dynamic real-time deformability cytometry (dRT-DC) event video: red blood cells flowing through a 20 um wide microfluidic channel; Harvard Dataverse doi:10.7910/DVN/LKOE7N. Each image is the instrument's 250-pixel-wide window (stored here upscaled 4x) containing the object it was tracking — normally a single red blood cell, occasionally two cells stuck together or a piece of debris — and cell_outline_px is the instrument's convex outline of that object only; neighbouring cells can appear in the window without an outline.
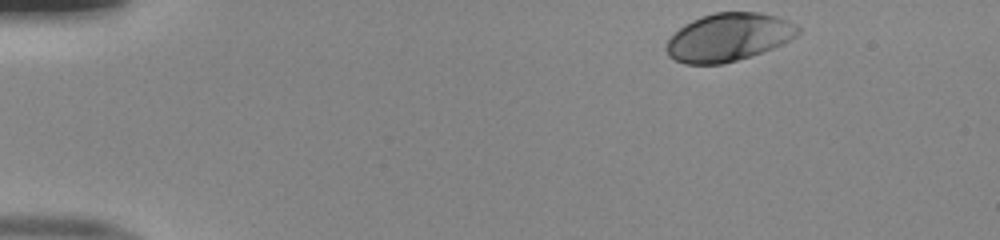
{"species": "human", "species_latin": "Homo sapiens", "temperature_condition": "room temperature", "stored_images_in_passage": 37, "camera_frame_rate_fps": 3000, "um_per_image_px": 0.085, "donor": {"sex": "male"}, "frame": {"image": 1, "passage_image": 1, "time_ms": 0.0, "image_size_px": [1000, 240], "cell_outline_px": [[800, 32], [796, 36], [772, 48], [724, 64], [684, 64], [668, 56], [664, 48], [668, 40], [684, 24], [700, 16], [716, 12], [760, 12], [776, 16], [788, 20], [796, 24], [800, 28]], "centroid_in_image_um": [61.91, 3.15], "position_along_channel_um": 23.1, "area_um2": 36.7}}
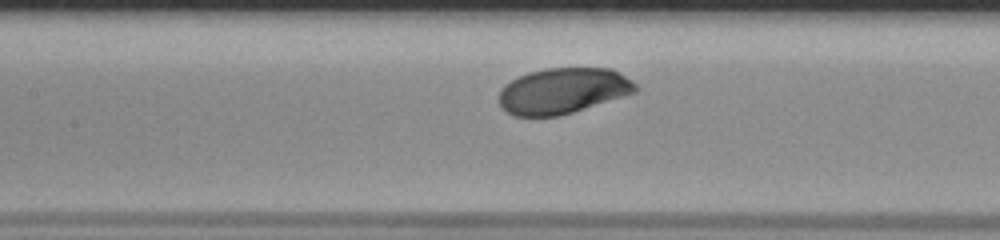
{"frame": {"image": 2, "passage_image": 19, "time_ms": 6.0, "image_size_px": [1000, 240], "cell_outline_px": [[640, 88], [636, 92], [560, 116], [516, 116], [500, 108], [500, 88], [504, 84], [528, 72], [544, 68], [612, 68], [620, 72], [632, 80]], "centroid_in_image_um": [47.86, 7.71], "position_along_channel_um": 159.5, "area_um2": 36.53}}
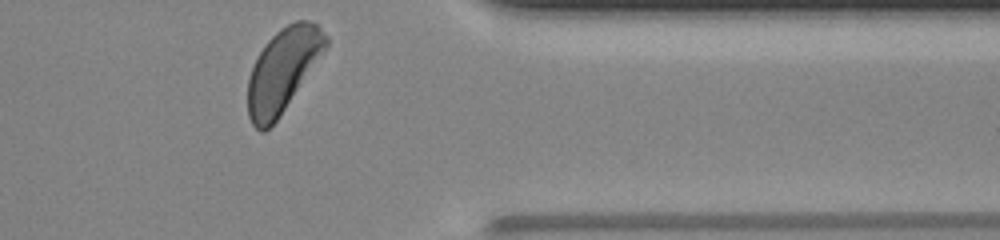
{"frame": {"image": 3, "passage_image": 37, "time_ms": 12.0, "image_size_px": [1000, 240], "cell_outline_px": [[328, 44], [276, 120], [264, 132], [260, 132], [252, 124], [248, 116], [248, 80], [252, 68], [264, 44], [280, 28], [296, 20], [308, 20], [316, 24], [328, 36]], "centroid_in_image_um": [24.01, 5.94], "position_along_channel_um": 387.4, "area_um2": 36.88}, "authors_computed_cell_mechanics": {"area_um2": 36.703, "velocity_mm_per_s": 3.9696, "shape_relaxation_time_tau1_ms": 1.386, "shape_relaxation_time_tau2_ms": null, "deformation_change_tau1": 0.0981, "deformation_change_tau2": null}}